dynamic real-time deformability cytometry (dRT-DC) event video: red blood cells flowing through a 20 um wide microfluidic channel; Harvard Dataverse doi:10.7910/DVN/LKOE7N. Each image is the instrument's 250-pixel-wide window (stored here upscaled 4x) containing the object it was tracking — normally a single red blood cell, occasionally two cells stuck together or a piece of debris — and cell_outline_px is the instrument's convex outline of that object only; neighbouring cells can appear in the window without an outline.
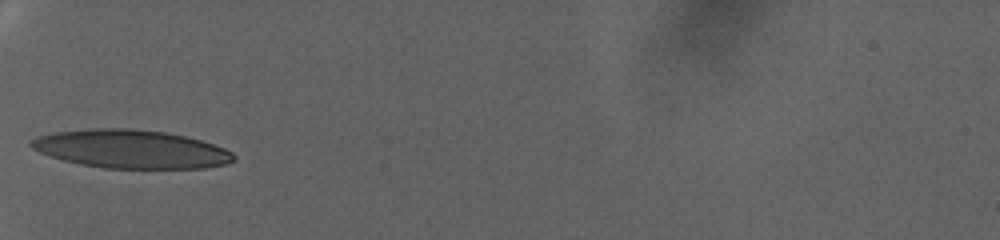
{"species": "human", "species_latin": "Homo sapiens", "temperature_condition": "warm", "stored_images_in_passage": 33, "camera_frame_rate_fps": 3000, "um_per_image_px": 0.085, "donor": {"sex": "female"}, "frame": {"image": 1, "passage_image": 1, "time_ms": 0.0, "image_size_px": [1000, 240], "cell_outline_px": [[236, 160], [228, 164], [204, 168], [104, 168], [80, 164], [64, 160], [40, 152], [32, 148], [28, 144], [28, 140], [36, 136], [52, 132], [88, 128], [132, 128], [164, 132], [184, 136], [200, 140], [224, 148], [232, 152], [236, 156]], "centroid_in_image_um": [11.11, 12.66], "position_along_channel_um": 73.9, "area_um2": 45.55}}
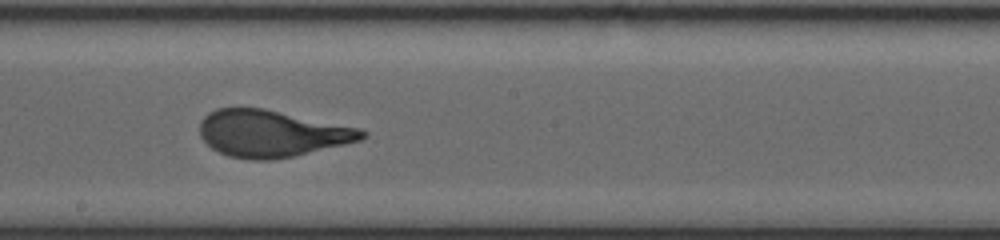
{"frame": {"image": 2, "passage_image": 19, "time_ms": 6.0, "image_size_px": [1000, 240], "cell_outline_px": [[368, 136], [360, 140], [344, 144], [292, 156], [272, 160], [252, 160], [228, 156], [212, 148], [200, 136], [200, 120], [208, 112], [216, 108], [264, 108], [360, 128], [368, 132]], "centroid_in_image_um": [23.07, 11.34], "position_along_channel_um": 225.1, "area_um2": 44.1}}
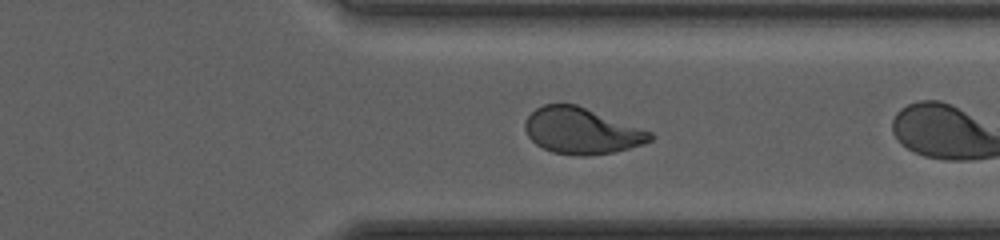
{"frame": {"image": 3, "passage_image": 31, "time_ms": 10.0, "image_size_px": [1000, 240], "cell_outline_px": [[652, 140], [628, 148], [612, 152], [588, 156], [580, 156], [552, 152], [536, 144], [528, 136], [524, 128], [524, 124], [528, 116], [536, 108], [544, 104], [576, 104], [652, 132]], "centroid_in_image_um": [49.4, 11.12], "position_along_channel_um": 362.0, "area_um2": 33.29}}